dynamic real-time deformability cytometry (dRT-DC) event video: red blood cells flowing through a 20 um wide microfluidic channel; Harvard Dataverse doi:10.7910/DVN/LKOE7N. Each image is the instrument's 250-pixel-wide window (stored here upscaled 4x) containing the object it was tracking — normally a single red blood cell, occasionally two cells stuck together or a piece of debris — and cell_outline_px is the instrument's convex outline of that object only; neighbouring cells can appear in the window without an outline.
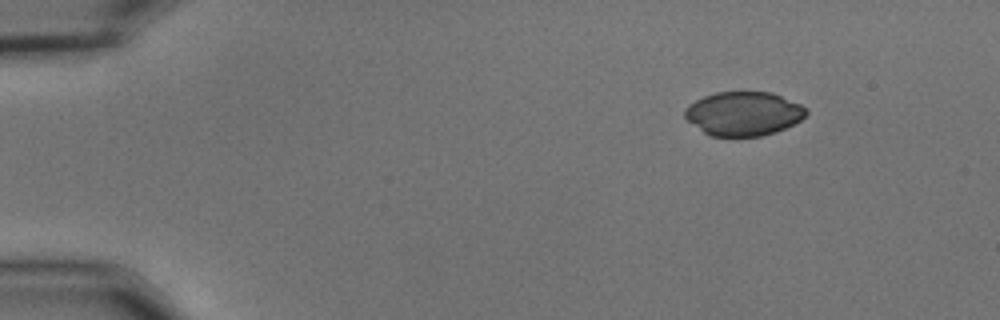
{"species": "common noctule bat (a hibernating species)", "species_latin": "Nyctalus noctula", "temperature_condition": "cold", "stored_images_in_passage": 49, "camera_frame_rate_fps": 3000, "um_per_image_px": 0.085, "animal": {"sex": "male", "body_mass_g": 15.6}, "frame": {"image": 1, "passage_image": 1, "time_ms": 0.0, "image_size_px": [1000, 320], "cell_outline_px": [[808, 112], [800, 120], [776, 132], [760, 136], [712, 136], [704, 132], [688, 120], [684, 116], [684, 108], [688, 104], [704, 96], [716, 92], [772, 92], [800, 104], [808, 108]], "centroid_in_image_um": [63.2, 9.65], "position_along_channel_um": 21.8, "area_um2": 30.98}}
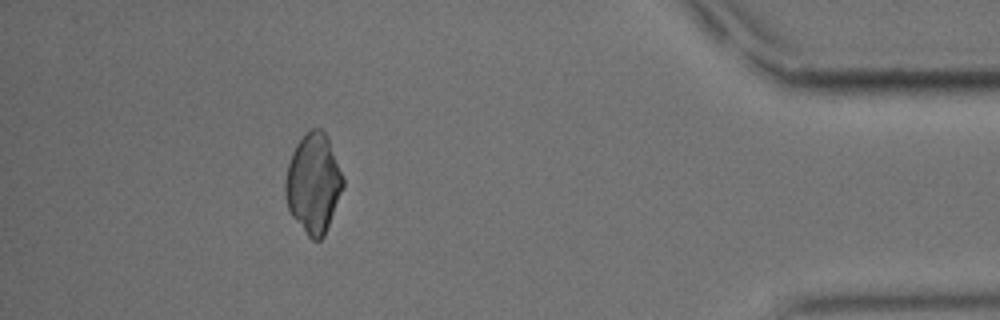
{"frame": {"image": 2, "passage_image": 44, "time_ms": 14.333, "image_size_px": [1000, 320], "cell_outline_px": [[344, 188], [324, 236], [320, 240], [312, 240], [308, 236], [292, 216], [288, 208], [284, 192], [284, 180], [288, 164], [292, 152], [296, 144], [304, 132], [312, 128], [320, 128], [328, 136], [344, 180]], "centroid_in_image_um": [26.63, 15.57], "position_along_channel_um": 408.6, "area_um2": 33.7}}